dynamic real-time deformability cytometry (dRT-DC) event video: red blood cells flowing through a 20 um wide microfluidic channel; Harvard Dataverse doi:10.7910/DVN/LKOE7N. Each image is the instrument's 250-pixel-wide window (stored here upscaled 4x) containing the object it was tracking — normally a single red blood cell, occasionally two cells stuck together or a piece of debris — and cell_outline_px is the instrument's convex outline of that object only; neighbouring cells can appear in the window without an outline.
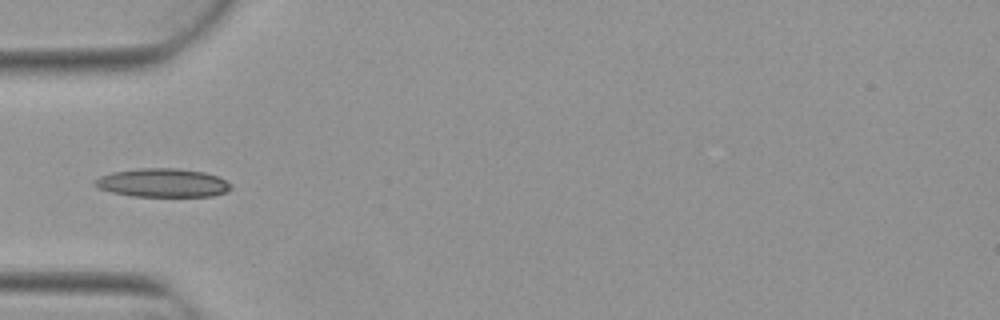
{"species": "Egyptian fruit bat (a non-hibernating species)", "species_latin": "Rousettus aegyptiacus", "temperature_condition": "warm", "stored_images_in_passage": 5, "camera_frame_rate_fps": 3000, "um_per_image_px": 0.085, "animal": {"sex": "female"}, "frame": {"image": 1, "passage_image": 5, "time_ms": 1.333, "image_size_px": [1000, 320], "cell_outline_px": [[232, 188], [224, 192], [212, 196], [132, 196], [112, 192], [100, 188], [92, 184], [100, 176], [112, 172], [140, 168], [180, 168], [204, 172], [220, 176], [232, 184]], "centroid_in_image_um": [13.86, 15.53], "position_along_channel_um": 71.1, "area_um2": 22.72}}